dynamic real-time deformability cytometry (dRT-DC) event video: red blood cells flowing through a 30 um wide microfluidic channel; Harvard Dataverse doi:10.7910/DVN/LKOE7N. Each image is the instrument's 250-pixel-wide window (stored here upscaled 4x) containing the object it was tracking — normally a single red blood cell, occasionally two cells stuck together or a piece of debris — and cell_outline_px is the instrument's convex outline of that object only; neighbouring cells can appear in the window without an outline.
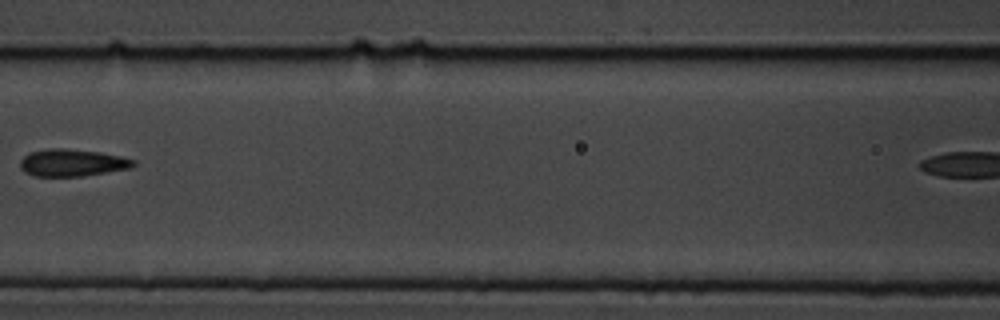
{"species": "common noctule bat (a hibernating species)", "species_latin": "Nyctalus noctula", "temperature_condition": "cold", "stored_images_in_passage": 7, "segment_of_instrument_passage": [1, 2], "camera_frame_rate_fps": 3000, "um_per_image_px": 0.085, "animal": {"sex": "male", "body_mass_g": 19.5, "forearm_length_mm": 54.6}, "frame": {"image": 1, "passage_image": 5, "time_ms": 4.667, "image_size_px": [1000, 320], "cell_outline_px": [[136, 164], [132, 168], [80, 176], [36, 176], [24, 172], [20, 168], [20, 160], [24, 156], [32, 152], [48, 148], [64, 148], [100, 152], [120, 156], [136, 160]], "centroid_in_image_um": [6.15, 13.83], "position_along_channel_um": 160.5, "area_um2": 17.92}}
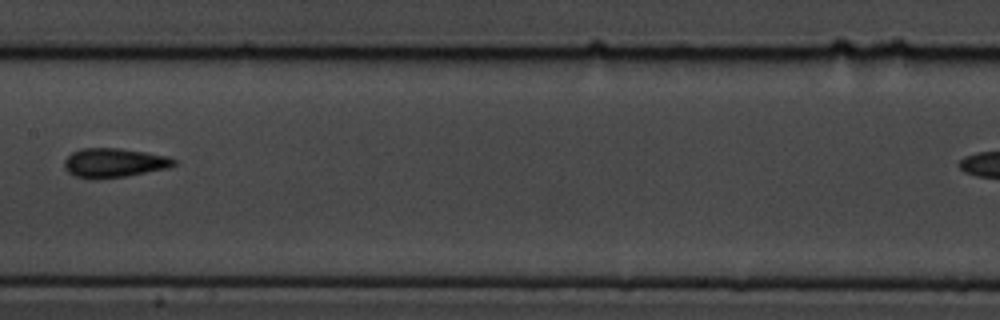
{"frame": {"image": 2, "passage_image": 6, "time_ms": 5.667, "image_size_px": [1000, 320], "cell_outline_px": [[176, 164], [168, 168], [124, 176], [76, 176], [68, 172], [64, 168], [64, 160], [72, 152], [80, 148], [120, 148], [168, 156], [176, 160]], "centroid_in_image_um": [9.72, 13.79], "position_along_channel_um": 197.7, "area_um2": 17.98}}